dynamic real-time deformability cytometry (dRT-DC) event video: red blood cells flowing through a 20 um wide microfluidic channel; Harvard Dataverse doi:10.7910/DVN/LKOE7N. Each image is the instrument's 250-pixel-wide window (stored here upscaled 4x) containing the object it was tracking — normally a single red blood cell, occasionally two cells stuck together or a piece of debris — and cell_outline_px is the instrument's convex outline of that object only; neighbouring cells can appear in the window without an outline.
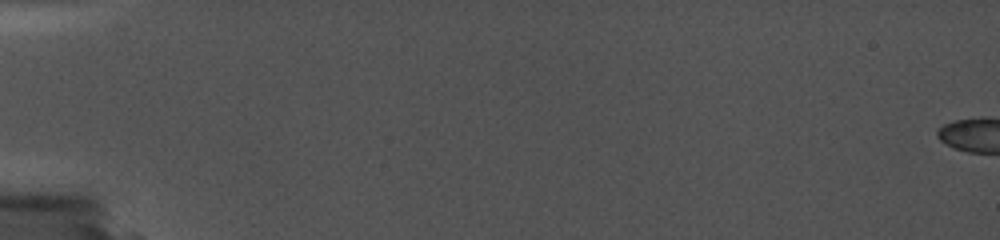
{"species": "common noctule bat (a hibernating species)", "species_latin": "Nyctalus noctula", "temperature_condition": "cold", "stored_images_in_passage": 2, "camera_frame_rate_fps": 5000, "um_per_image_px": 0.085, "animal": {"sex": "female", "body_mass_g": 19.0, "forearm_length_mm": 56.7}, "frame": {"image": 1, "passage_image": 2, "time_ms": 1.0, "image_size_px": [1000, 240], "cell_outline_px": [[692, 136], [648, 140], [628, 140], [536, 136], [528, 132], [524, 128], [532, 124], [644, 128], [688, 132]], "centroid_in_image_um": [51.24, 11.26], "position_along_channel_um": 33.8, "area_um2": 12.89}}